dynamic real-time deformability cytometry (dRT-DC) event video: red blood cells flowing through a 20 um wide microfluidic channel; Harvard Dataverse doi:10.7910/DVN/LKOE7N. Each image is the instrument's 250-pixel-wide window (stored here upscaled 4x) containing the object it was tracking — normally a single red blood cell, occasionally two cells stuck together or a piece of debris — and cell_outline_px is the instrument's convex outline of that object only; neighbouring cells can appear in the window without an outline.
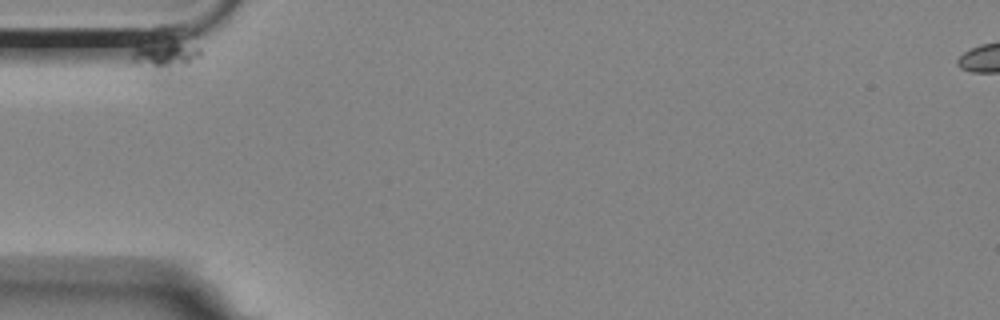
{"species": "Egyptian fruit bat (a non-hibernating species)", "species_latin": "Rousettus aegyptiacus", "temperature_condition": "room temperature", "stored_images_in_passage": 7, "segment_of_instrument_passage": [1, 2], "camera_frame_rate_fps": 3000, "um_per_image_px": 0.085, "animal": {"sex": "female"}, "frame": {"image": 1, "passage_image": 1, "time_ms": 0.0, "image_size_px": [1000, 320], "cell_outline_px": [[200, 56], [164, 88], [156, 88], [148, 84], [132, 60], [132, 56], [136, 48], [168, 36], [200, 48]], "centroid_in_image_um": [13.96, 5.12], "position_along_channel_um": 71.0, "area_um2": 16.18}}
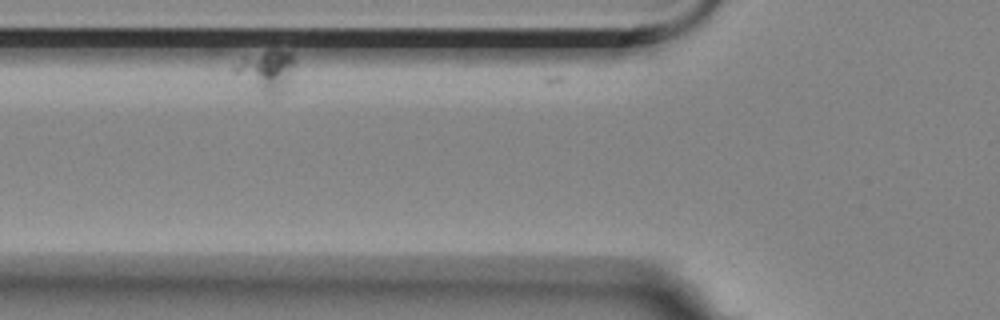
{"frame": {"image": 2, "passage_image": 3, "time_ms": 2.333, "image_size_px": [1000, 320], "cell_outline_px": [[296, 64], [284, 92], [268, 100], [260, 96], [232, 72], [228, 68], [268, 48], [280, 48], [292, 52], [296, 60]], "centroid_in_image_um": [22.68, 6.09], "position_along_channel_um": 103.1, "area_um2": 15.66}}
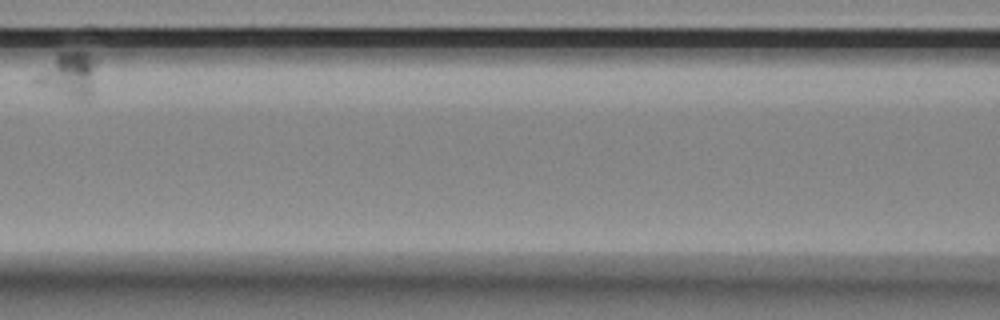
{"frame": {"image": 3, "passage_image": 5, "time_ms": 5.667, "image_size_px": [1000, 320], "cell_outline_px": [[100, 60], [92, 96], [88, 100], [80, 100], [36, 84], [32, 80], [56, 52], [80, 48], [88, 48], [100, 56]], "centroid_in_image_um": [6.02, 6.22], "position_along_channel_um": 160.6, "area_um2": 17.34}}